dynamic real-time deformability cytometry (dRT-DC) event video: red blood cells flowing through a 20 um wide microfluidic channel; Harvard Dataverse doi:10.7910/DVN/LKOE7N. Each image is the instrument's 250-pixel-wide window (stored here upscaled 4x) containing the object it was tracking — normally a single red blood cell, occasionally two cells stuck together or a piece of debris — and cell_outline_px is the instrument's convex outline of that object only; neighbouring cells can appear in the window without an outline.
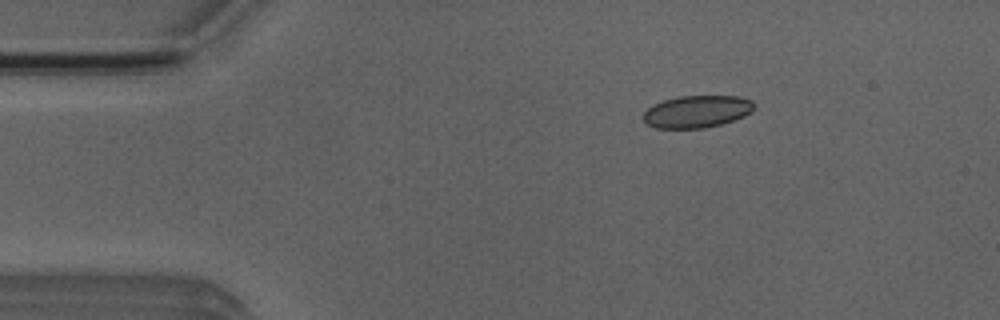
{"species": "Egyptian fruit bat (a non-hibernating species)", "species_latin": "Rousettus aegyptiacus", "temperature_condition": "room temperature", "stored_images_in_passage": 52, "camera_frame_rate_fps": 3000, "um_per_image_px": 0.085, "animal": {"sex": "male"}, "frame": {"image": 1, "passage_image": 7, "time_ms": 2.0, "image_size_px": [1000, 320], "cell_outline_px": [[752, 112], [744, 116], [720, 124], [704, 128], [656, 128], [648, 124], [644, 120], [644, 112], [652, 104], [664, 100], [680, 96], [740, 96], [752, 100]], "centroid_in_image_um": [59.22, 9.47], "position_along_channel_um": 25.8, "area_um2": 20.63}}
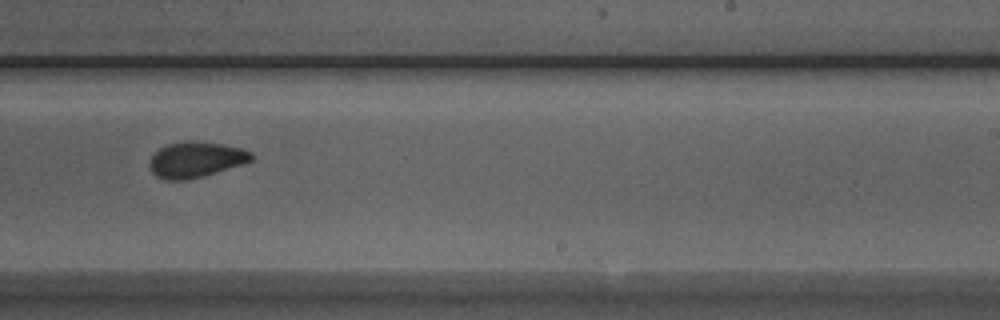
{"frame": {"image": 2, "passage_image": 31, "time_ms": 10.0, "image_size_px": [1000, 320], "cell_outline_px": [[252, 160], [244, 164], [204, 176], [188, 180], [164, 180], [156, 176], [152, 172], [148, 164], [152, 156], [160, 148], [168, 144], [184, 140], [192, 140], [220, 144], [240, 148], [252, 152]], "centroid_in_image_um": [16.63, 13.57], "position_along_channel_um": 272.4, "area_um2": 21.27}}
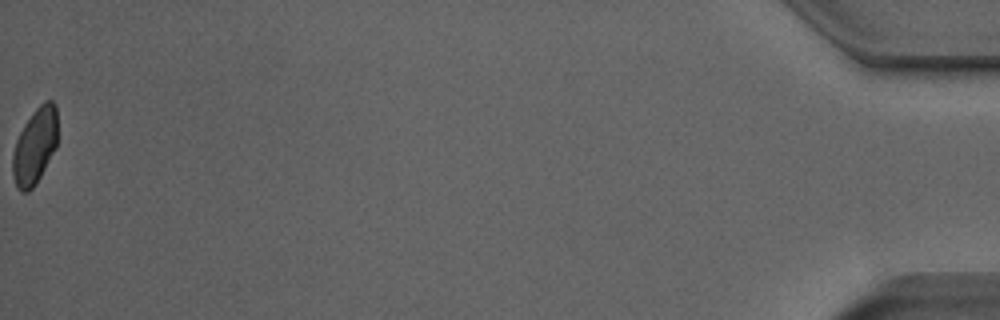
{"frame": {"image": 3, "passage_image": 52, "time_ms": 17.0, "image_size_px": [1000, 320], "cell_outline_px": [[56, 148], [36, 184], [28, 192], [20, 192], [16, 188], [12, 176], [12, 152], [16, 140], [24, 124], [32, 112], [44, 100], [52, 100], [56, 104]], "centroid_in_image_um": [2.94, 12.44], "position_along_channel_um": 432.3, "area_um2": 20.11}, "authors_computed_cell_mechanics": {"area_um2": 21.0681, "velocity_mm_per_s": 3.8368, "shape_relaxation_time_tau1_ms": 5.936, "shape_relaxation_time_tau2_ms": 1.3275, "deformation_change_tau1": 0.1085, "deformation_change_tau2": 0.0444}}